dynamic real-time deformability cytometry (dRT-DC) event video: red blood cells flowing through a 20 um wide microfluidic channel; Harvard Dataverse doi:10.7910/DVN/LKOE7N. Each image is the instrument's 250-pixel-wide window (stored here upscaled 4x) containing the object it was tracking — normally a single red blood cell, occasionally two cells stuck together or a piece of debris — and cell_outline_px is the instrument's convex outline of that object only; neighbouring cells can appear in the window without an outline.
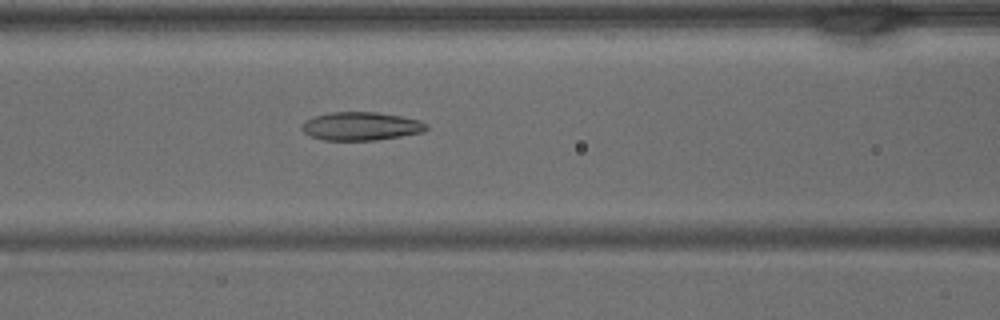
{"species": "common noctule bat (a hibernating species)", "species_latin": "Nyctalus noctula", "temperature_condition": "warm", "stored_images_in_passage": 28, "camera_frame_rate_fps": 3000, "um_per_image_px": 0.085, "animal": {"sex": "male", "body_mass_g": 15.6}, "frame": {"image": 1, "passage_image": 7, "time_ms": 2.0, "image_size_px": [1000, 320], "cell_outline_px": [[428, 128], [420, 132], [400, 136], [376, 140], [324, 140], [312, 136], [304, 132], [304, 120], [312, 116], [332, 112], [376, 112], [400, 116], [420, 120], [428, 124]], "centroid_in_image_um": [30.69, 10.72], "position_along_channel_um": 135.9, "area_um2": 20.35}}
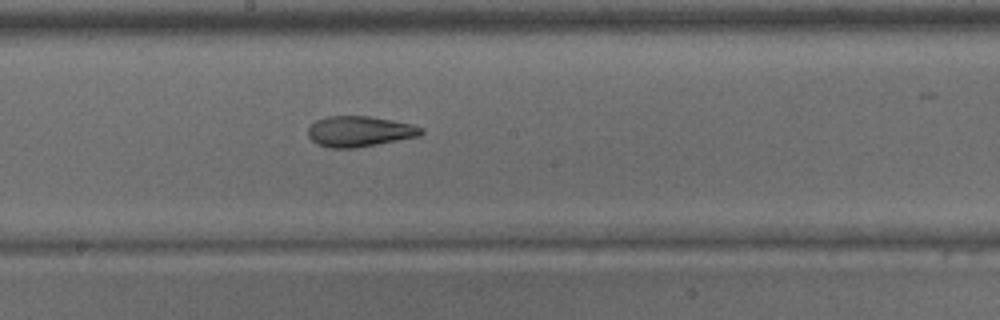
{"frame": {"image": 2, "passage_image": 12, "time_ms": 3.667, "image_size_px": [1000, 320], "cell_outline_px": [[424, 132], [420, 136], [356, 148], [328, 148], [316, 144], [308, 136], [308, 128], [316, 120], [328, 116], [368, 116], [392, 120], [412, 124], [424, 128]], "centroid_in_image_um": [30.56, 11.17], "position_along_channel_um": 217.6, "area_um2": 20.29}}
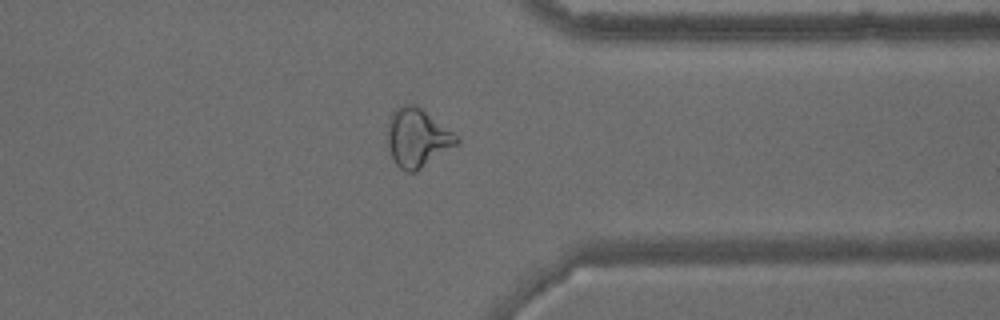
{"frame": {"image": 3, "passage_image": 22, "time_ms": 7.0, "image_size_px": [1000, 320], "cell_outline_px": [[460, 144], [416, 172], [404, 172], [392, 160], [388, 148], [388, 116], [400, 104], [416, 104], [452, 132], [460, 140]], "centroid_in_image_um": [35.46, 11.73], "position_along_channel_um": 375.9, "area_um2": 23.87}}